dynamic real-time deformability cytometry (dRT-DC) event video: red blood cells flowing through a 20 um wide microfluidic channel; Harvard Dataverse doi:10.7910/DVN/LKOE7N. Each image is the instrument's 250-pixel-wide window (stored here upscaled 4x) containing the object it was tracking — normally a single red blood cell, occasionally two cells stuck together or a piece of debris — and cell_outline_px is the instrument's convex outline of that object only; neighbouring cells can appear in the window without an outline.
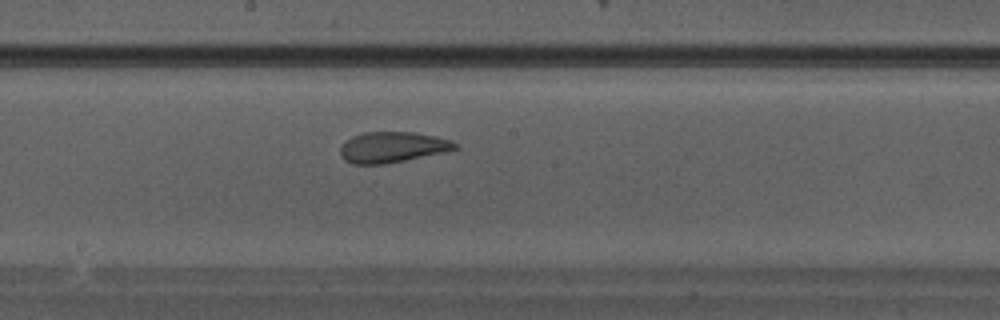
{"species": "Egyptian fruit bat (a non-hibernating species)", "species_latin": "Rousettus aegyptiacus", "temperature_condition": "warm", "stored_images_in_passage": 22, "camera_frame_rate_fps": 3000, "um_per_image_px": 0.085, "animal": {"sex": "male"}, "frame": {"image": 1, "passage_image": 8, "time_ms": 2.333, "image_size_px": [1000, 320], "cell_outline_px": [[460, 148], [444, 152], [384, 164], [352, 164], [344, 160], [340, 156], [340, 148], [352, 136], [364, 132], [416, 132], [436, 136], [452, 140], [460, 144]], "centroid_in_image_um": [33.39, 12.5], "position_along_channel_um": 214.8, "area_um2": 20.63}}
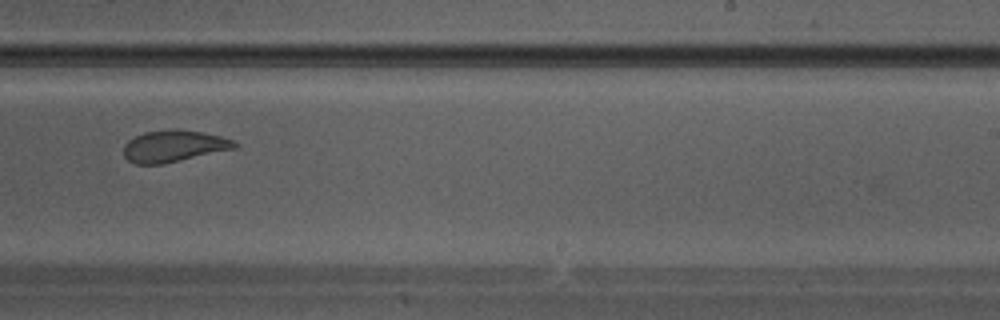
{"frame": {"image": 2, "passage_image": 11, "time_ms": 3.333, "image_size_px": [1000, 320], "cell_outline_px": [[240, 144], [236, 148], [180, 160], [160, 164], [136, 164], [128, 160], [124, 156], [124, 144], [128, 140], [144, 132], [172, 128], [200, 132], [220, 136], [232, 140]], "centroid_in_image_um": [14.75, 12.41], "position_along_channel_um": 274.2, "area_um2": 20.35}}